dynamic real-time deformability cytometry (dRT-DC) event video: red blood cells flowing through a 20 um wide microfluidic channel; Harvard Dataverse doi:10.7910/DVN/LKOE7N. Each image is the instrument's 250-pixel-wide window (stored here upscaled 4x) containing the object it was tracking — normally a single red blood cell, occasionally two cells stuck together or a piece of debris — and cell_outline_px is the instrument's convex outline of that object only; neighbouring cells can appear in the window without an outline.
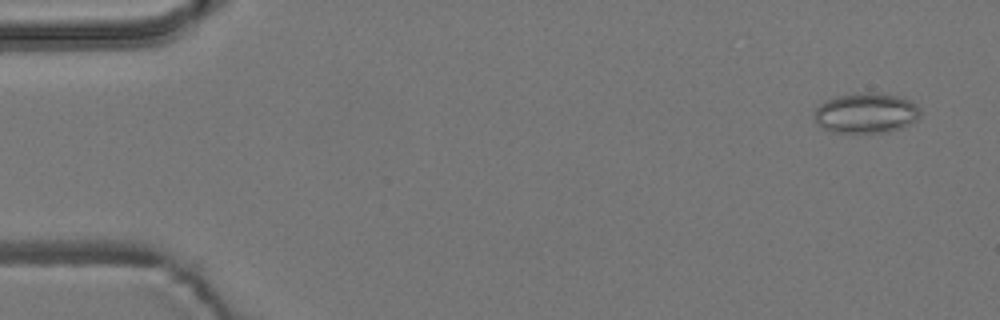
{"species": "common noctule bat (a hibernating species)", "species_latin": "Nyctalus noctula", "temperature_condition": "room temperature", "stored_images_in_passage": 6, "camera_frame_rate_fps": 3000, "um_per_image_px": 0.085, "animal": {"sex": "male", "body_mass_g": 19.2, "forearm_length_mm": 51.8}, "frame": {"image": 1, "passage_image": 1, "time_ms": 0.0, "image_size_px": [1000, 320], "cell_outline_px": [[920, 116], [916, 120], [904, 128], [888, 132], [832, 132], [816, 124], [816, 108], [824, 100], [836, 96], [856, 92], [884, 92], [900, 96], [912, 100], [920, 108]], "centroid_in_image_um": [73.66, 9.58], "position_along_channel_um": 11.3, "area_um2": 25.32}}